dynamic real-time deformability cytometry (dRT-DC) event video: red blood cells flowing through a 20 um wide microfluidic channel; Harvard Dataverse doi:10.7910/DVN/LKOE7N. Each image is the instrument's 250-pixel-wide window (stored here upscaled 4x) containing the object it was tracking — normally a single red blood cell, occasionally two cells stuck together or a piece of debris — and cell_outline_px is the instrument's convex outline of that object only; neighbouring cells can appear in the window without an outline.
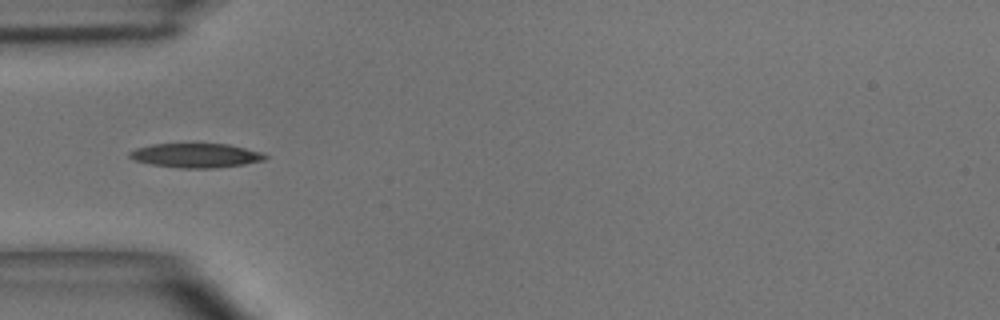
{"species": "common noctule bat (a hibernating species)", "species_latin": "Nyctalus noctula", "temperature_condition": "room temperature", "stored_images_in_passage": 35, "camera_frame_rate_fps": 3000, "um_per_image_px": 0.085, "animal": {"sex": "male", "body_mass_g": 15.6}, "frame": {"image": 1, "passage_image": 1, "time_ms": 0.0, "image_size_px": [1000, 320], "cell_outline_px": [[268, 156], [264, 160], [244, 164], [216, 168], [180, 168], [152, 164], [136, 160], [128, 156], [128, 152], [136, 148], [152, 144], [192, 140], [228, 144], [264, 152]], "centroid_in_image_um": [16.66, 13.15], "position_along_channel_um": 68.3, "area_um2": 20.23}}
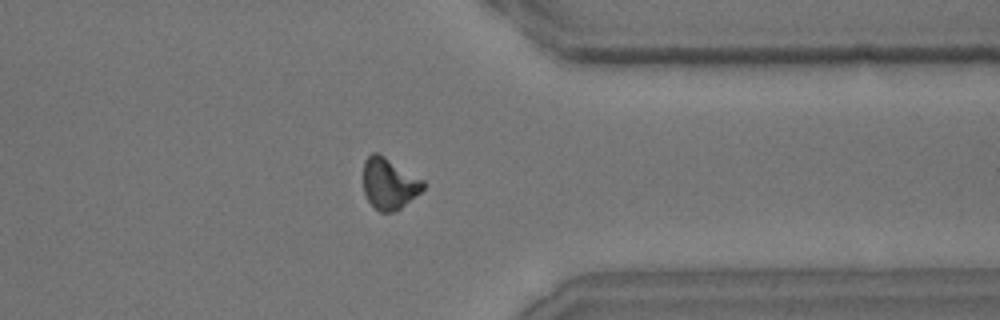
{"frame": {"image": 2, "passage_image": 25, "time_ms": 8.0, "image_size_px": [1000, 320], "cell_outline_px": [[424, 188], [420, 192], [396, 212], [380, 212], [368, 200], [364, 192], [364, 160], [372, 152], [380, 152], [424, 180]], "centroid_in_image_um": [33.08, 15.57], "position_along_channel_um": 378.3, "area_um2": 17.98}}
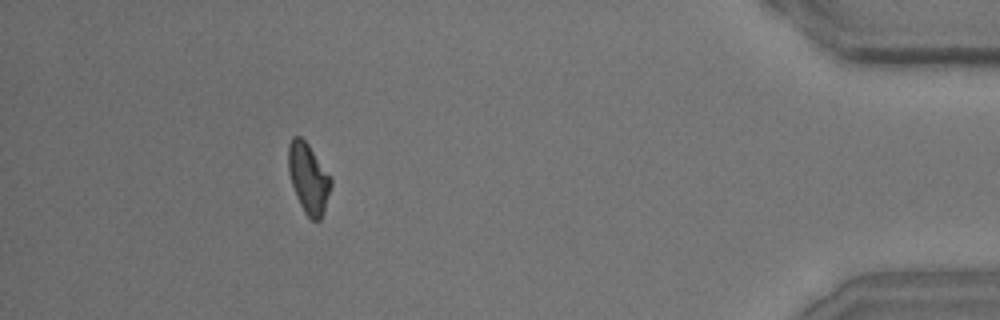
{"frame": {"image": 3, "passage_image": 31, "time_ms": 10.0, "image_size_px": [1000, 320], "cell_outline_px": [[332, 184], [324, 212], [320, 220], [312, 220], [304, 212], [296, 196], [292, 184], [288, 168], [288, 144], [292, 136], [300, 136], [308, 144], [332, 180]], "centroid_in_image_um": [26.2, 15.15], "position_along_channel_um": 409.0, "area_um2": 17.17}, "authors_computed_cell_mechanics": {"area_um2": 17.7446, "velocity_mm_per_s": 3.9597, "shape_relaxation_time_tau1_ms": 4.9972, "shape_relaxation_time_tau2_ms": 9.6299, "deformation_change_tau1": 0.1548, "deformation_change_tau2": 0.1672}}